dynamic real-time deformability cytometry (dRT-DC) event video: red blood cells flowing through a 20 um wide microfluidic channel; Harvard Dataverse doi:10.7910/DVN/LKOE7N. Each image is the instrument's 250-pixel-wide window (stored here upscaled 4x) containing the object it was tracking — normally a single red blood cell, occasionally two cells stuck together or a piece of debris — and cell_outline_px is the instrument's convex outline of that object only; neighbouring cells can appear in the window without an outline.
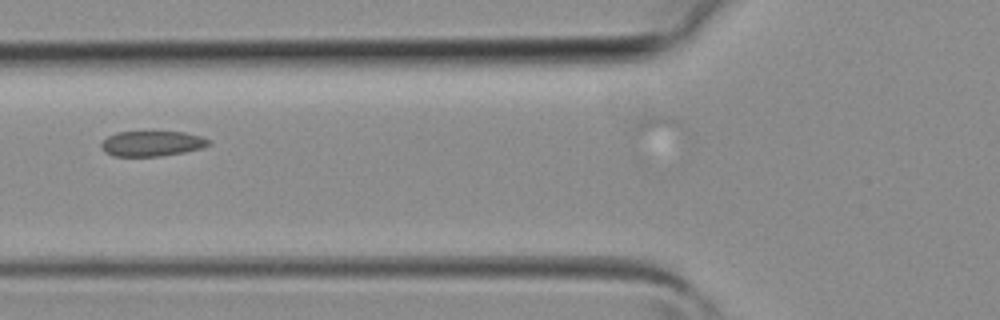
{"species": "common noctule bat (a hibernating species)", "species_latin": "Nyctalus noctula", "temperature_condition": "room temperature", "stored_images_in_passage": 2, "camera_frame_rate_fps": 3000, "um_per_image_px": 0.085, "animal": {"sex": "female", "body_mass_g": 19.3, "forearm_length_mm": 54.1}, "frame": {"image": 1, "passage_image": 2, "time_ms": 0.333, "image_size_px": [1000, 320], "cell_outline_px": [[212, 140], [208, 144], [200, 148], [184, 152], [160, 156], [112, 156], [104, 152], [100, 148], [100, 144], [108, 136], [116, 132], [184, 132], [200, 136]], "centroid_in_image_um": [12.87, 12.2], "position_along_channel_um": 112.9, "area_um2": 15.78}}